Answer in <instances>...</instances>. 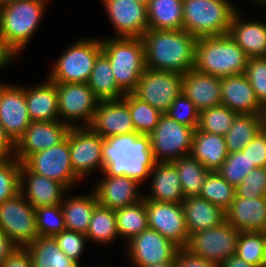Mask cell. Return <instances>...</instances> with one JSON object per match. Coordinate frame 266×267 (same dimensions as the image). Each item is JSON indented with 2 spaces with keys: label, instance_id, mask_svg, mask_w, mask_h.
<instances>
[{
  "label": "cell",
  "instance_id": "6da1fadb",
  "mask_svg": "<svg viewBox=\"0 0 266 267\" xmlns=\"http://www.w3.org/2000/svg\"><path fill=\"white\" fill-rule=\"evenodd\" d=\"M103 172L111 176H126L140 184L150 177L155 160L150 136L136 132L111 136L103 140Z\"/></svg>",
  "mask_w": 266,
  "mask_h": 267
},
{
  "label": "cell",
  "instance_id": "7a4b0ae2",
  "mask_svg": "<svg viewBox=\"0 0 266 267\" xmlns=\"http://www.w3.org/2000/svg\"><path fill=\"white\" fill-rule=\"evenodd\" d=\"M142 40L146 68L181 74L194 68L197 38L185 30L148 29Z\"/></svg>",
  "mask_w": 266,
  "mask_h": 267
},
{
  "label": "cell",
  "instance_id": "3957f363",
  "mask_svg": "<svg viewBox=\"0 0 266 267\" xmlns=\"http://www.w3.org/2000/svg\"><path fill=\"white\" fill-rule=\"evenodd\" d=\"M249 57L228 35L197 38L194 68L217 77L244 74Z\"/></svg>",
  "mask_w": 266,
  "mask_h": 267
},
{
  "label": "cell",
  "instance_id": "277c9868",
  "mask_svg": "<svg viewBox=\"0 0 266 267\" xmlns=\"http://www.w3.org/2000/svg\"><path fill=\"white\" fill-rule=\"evenodd\" d=\"M102 53L108 58L118 87L132 93L146 69L142 38L112 37L101 39Z\"/></svg>",
  "mask_w": 266,
  "mask_h": 267
},
{
  "label": "cell",
  "instance_id": "5b68a950",
  "mask_svg": "<svg viewBox=\"0 0 266 267\" xmlns=\"http://www.w3.org/2000/svg\"><path fill=\"white\" fill-rule=\"evenodd\" d=\"M49 0H16L0 7V34L18 54L32 39Z\"/></svg>",
  "mask_w": 266,
  "mask_h": 267
},
{
  "label": "cell",
  "instance_id": "8992f818",
  "mask_svg": "<svg viewBox=\"0 0 266 267\" xmlns=\"http://www.w3.org/2000/svg\"><path fill=\"white\" fill-rule=\"evenodd\" d=\"M237 11L229 0H183V30L196 38L228 34Z\"/></svg>",
  "mask_w": 266,
  "mask_h": 267
},
{
  "label": "cell",
  "instance_id": "52a82bcc",
  "mask_svg": "<svg viewBox=\"0 0 266 267\" xmlns=\"http://www.w3.org/2000/svg\"><path fill=\"white\" fill-rule=\"evenodd\" d=\"M101 52V39L77 40L61 54L48 78L54 83H87Z\"/></svg>",
  "mask_w": 266,
  "mask_h": 267
},
{
  "label": "cell",
  "instance_id": "ba28073f",
  "mask_svg": "<svg viewBox=\"0 0 266 267\" xmlns=\"http://www.w3.org/2000/svg\"><path fill=\"white\" fill-rule=\"evenodd\" d=\"M194 132L195 128L162 114L156 128L149 135L155 162H173L190 155Z\"/></svg>",
  "mask_w": 266,
  "mask_h": 267
},
{
  "label": "cell",
  "instance_id": "9c48e42d",
  "mask_svg": "<svg viewBox=\"0 0 266 267\" xmlns=\"http://www.w3.org/2000/svg\"><path fill=\"white\" fill-rule=\"evenodd\" d=\"M239 234L240 232L225 220L215 227L191 234L185 249L220 266L236 254Z\"/></svg>",
  "mask_w": 266,
  "mask_h": 267
},
{
  "label": "cell",
  "instance_id": "30bf717a",
  "mask_svg": "<svg viewBox=\"0 0 266 267\" xmlns=\"http://www.w3.org/2000/svg\"><path fill=\"white\" fill-rule=\"evenodd\" d=\"M0 227L19 248H25L38 237L35 208L20 192L0 203Z\"/></svg>",
  "mask_w": 266,
  "mask_h": 267
},
{
  "label": "cell",
  "instance_id": "8fae6325",
  "mask_svg": "<svg viewBox=\"0 0 266 267\" xmlns=\"http://www.w3.org/2000/svg\"><path fill=\"white\" fill-rule=\"evenodd\" d=\"M182 88L183 74L146 68L132 93L164 114L182 94Z\"/></svg>",
  "mask_w": 266,
  "mask_h": 267
},
{
  "label": "cell",
  "instance_id": "7c38bea8",
  "mask_svg": "<svg viewBox=\"0 0 266 267\" xmlns=\"http://www.w3.org/2000/svg\"><path fill=\"white\" fill-rule=\"evenodd\" d=\"M57 94L60 121L69 127H80L74 122L82 121L81 127H89L99 100L87 83H57Z\"/></svg>",
  "mask_w": 266,
  "mask_h": 267
},
{
  "label": "cell",
  "instance_id": "4fadbf2b",
  "mask_svg": "<svg viewBox=\"0 0 266 267\" xmlns=\"http://www.w3.org/2000/svg\"><path fill=\"white\" fill-rule=\"evenodd\" d=\"M23 164L31 172L55 180L68 190L81 180L71 164L68 133L61 143L30 155Z\"/></svg>",
  "mask_w": 266,
  "mask_h": 267
},
{
  "label": "cell",
  "instance_id": "5bb4252c",
  "mask_svg": "<svg viewBox=\"0 0 266 267\" xmlns=\"http://www.w3.org/2000/svg\"><path fill=\"white\" fill-rule=\"evenodd\" d=\"M103 140L104 138L90 127H70L68 143L71 164L74 173L81 180L88 177L97 168L103 172Z\"/></svg>",
  "mask_w": 266,
  "mask_h": 267
},
{
  "label": "cell",
  "instance_id": "9a60e30c",
  "mask_svg": "<svg viewBox=\"0 0 266 267\" xmlns=\"http://www.w3.org/2000/svg\"><path fill=\"white\" fill-rule=\"evenodd\" d=\"M148 228L156 230L180 248L189 241L183 204L145 200Z\"/></svg>",
  "mask_w": 266,
  "mask_h": 267
},
{
  "label": "cell",
  "instance_id": "2e32d148",
  "mask_svg": "<svg viewBox=\"0 0 266 267\" xmlns=\"http://www.w3.org/2000/svg\"><path fill=\"white\" fill-rule=\"evenodd\" d=\"M128 257L135 267L175 261L178 247L156 230L147 228L127 243Z\"/></svg>",
  "mask_w": 266,
  "mask_h": 267
},
{
  "label": "cell",
  "instance_id": "e0dca14e",
  "mask_svg": "<svg viewBox=\"0 0 266 267\" xmlns=\"http://www.w3.org/2000/svg\"><path fill=\"white\" fill-rule=\"evenodd\" d=\"M69 129L70 127L60 120L32 121L14 144L13 156L23 163L30 155L61 143Z\"/></svg>",
  "mask_w": 266,
  "mask_h": 267
},
{
  "label": "cell",
  "instance_id": "ac0fdd59",
  "mask_svg": "<svg viewBox=\"0 0 266 267\" xmlns=\"http://www.w3.org/2000/svg\"><path fill=\"white\" fill-rule=\"evenodd\" d=\"M115 37L142 38L149 29L147 5L137 0H102Z\"/></svg>",
  "mask_w": 266,
  "mask_h": 267
},
{
  "label": "cell",
  "instance_id": "d6986e66",
  "mask_svg": "<svg viewBox=\"0 0 266 267\" xmlns=\"http://www.w3.org/2000/svg\"><path fill=\"white\" fill-rule=\"evenodd\" d=\"M31 122L22 86L0 81V124L14 144Z\"/></svg>",
  "mask_w": 266,
  "mask_h": 267
},
{
  "label": "cell",
  "instance_id": "ffe728a7",
  "mask_svg": "<svg viewBox=\"0 0 266 267\" xmlns=\"http://www.w3.org/2000/svg\"><path fill=\"white\" fill-rule=\"evenodd\" d=\"M89 127L104 139L136 132L128 104L123 99L99 101Z\"/></svg>",
  "mask_w": 266,
  "mask_h": 267
},
{
  "label": "cell",
  "instance_id": "44dd1931",
  "mask_svg": "<svg viewBox=\"0 0 266 267\" xmlns=\"http://www.w3.org/2000/svg\"><path fill=\"white\" fill-rule=\"evenodd\" d=\"M19 189V192L35 209L61 204L66 192H69L63 184L31 172L23 163L20 170Z\"/></svg>",
  "mask_w": 266,
  "mask_h": 267
},
{
  "label": "cell",
  "instance_id": "7402d4cb",
  "mask_svg": "<svg viewBox=\"0 0 266 267\" xmlns=\"http://www.w3.org/2000/svg\"><path fill=\"white\" fill-rule=\"evenodd\" d=\"M104 175L94 186V191L99 205L113 210L126 207L141 201L144 194L140 195V183L126 176Z\"/></svg>",
  "mask_w": 266,
  "mask_h": 267
},
{
  "label": "cell",
  "instance_id": "603a6c76",
  "mask_svg": "<svg viewBox=\"0 0 266 267\" xmlns=\"http://www.w3.org/2000/svg\"><path fill=\"white\" fill-rule=\"evenodd\" d=\"M221 105L238 114H264L245 74L221 78Z\"/></svg>",
  "mask_w": 266,
  "mask_h": 267
},
{
  "label": "cell",
  "instance_id": "cb8c5ba5",
  "mask_svg": "<svg viewBox=\"0 0 266 267\" xmlns=\"http://www.w3.org/2000/svg\"><path fill=\"white\" fill-rule=\"evenodd\" d=\"M182 93L201 111L221 105V78L197 71L183 74Z\"/></svg>",
  "mask_w": 266,
  "mask_h": 267
},
{
  "label": "cell",
  "instance_id": "d4e9b609",
  "mask_svg": "<svg viewBox=\"0 0 266 267\" xmlns=\"http://www.w3.org/2000/svg\"><path fill=\"white\" fill-rule=\"evenodd\" d=\"M226 220L239 232L266 230V196L245 199L235 195L225 211Z\"/></svg>",
  "mask_w": 266,
  "mask_h": 267
},
{
  "label": "cell",
  "instance_id": "484cf974",
  "mask_svg": "<svg viewBox=\"0 0 266 267\" xmlns=\"http://www.w3.org/2000/svg\"><path fill=\"white\" fill-rule=\"evenodd\" d=\"M150 176L151 193L144 195L145 200L182 203L185 199L180 177L173 162H155Z\"/></svg>",
  "mask_w": 266,
  "mask_h": 267
},
{
  "label": "cell",
  "instance_id": "4316f807",
  "mask_svg": "<svg viewBox=\"0 0 266 267\" xmlns=\"http://www.w3.org/2000/svg\"><path fill=\"white\" fill-rule=\"evenodd\" d=\"M29 117L32 121L60 120L58 109L57 83L48 77L45 82L32 88H24Z\"/></svg>",
  "mask_w": 266,
  "mask_h": 267
},
{
  "label": "cell",
  "instance_id": "83f0119b",
  "mask_svg": "<svg viewBox=\"0 0 266 267\" xmlns=\"http://www.w3.org/2000/svg\"><path fill=\"white\" fill-rule=\"evenodd\" d=\"M242 18L239 11L234 14L228 35L249 58L266 57V23Z\"/></svg>",
  "mask_w": 266,
  "mask_h": 267
},
{
  "label": "cell",
  "instance_id": "f1b7e54d",
  "mask_svg": "<svg viewBox=\"0 0 266 267\" xmlns=\"http://www.w3.org/2000/svg\"><path fill=\"white\" fill-rule=\"evenodd\" d=\"M182 204L189 236L215 227L226 220L222 208L199 195L185 197Z\"/></svg>",
  "mask_w": 266,
  "mask_h": 267
},
{
  "label": "cell",
  "instance_id": "f546056e",
  "mask_svg": "<svg viewBox=\"0 0 266 267\" xmlns=\"http://www.w3.org/2000/svg\"><path fill=\"white\" fill-rule=\"evenodd\" d=\"M223 135L195 129L191 155L210 171H217L228 156Z\"/></svg>",
  "mask_w": 266,
  "mask_h": 267
},
{
  "label": "cell",
  "instance_id": "4dcf8cb0",
  "mask_svg": "<svg viewBox=\"0 0 266 267\" xmlns=\"http://www.w3.org/2000/svg\"><path fill=\"white\" fill-rule=\"evenodd\" d=\"M98 204L94 190L90 194L73 197L68 194L66 197L65 194L61 206L66 229L86 234L93 210Z\"/></svg>",
  "mask_w": 266,
  "mask_h": 267
},
{
  "label": "cell",
  "instance_id": "1f68e13d",
  "mask_svg": "<svg viewBox=\"0 0 266 267\" xmlns=\"http://www.w3.org/2000/svg\"><path fill=\"white\" fill-rule=\"evenodd\" d=\"M99 101L119 100L125 93L118 87L108 58L101 52L87 81Z\"/></svg>",
  "mask_w": 266,
  "mask_h": 267
},
{
  "label": "cell",
  "instance_id": "d6a6232c",
  "mask_svg": "<svg viewBox=\"0 0 266 267\" xmlns=\"http://www.w3.org/2000/svg\"><path fill=\"white\" fill-rule=\"evenodd\" d=\"M264 127V114H238L224 135L228 153L242 151Z\"/></svg>",
  "mask_w": 266,
  "mask_h": 267
},
{
  "label": "cell",
  "instance_id": "836d02e7",
  "mask_svg": "<svg viewBox=\"0 0 266 267\" xmlns=\"http://www.w3.org/2000/svg\"><path fill=\"white\" fill-rule=\"evenodd\" d=\"M147 14L149 29H183V0H150Z\"/></svg>",
  "mask_w": 266,
  "mask_h": 267
},
{
  "label": "cell",
  "instance_id": "e575fe53",
  "mask_svg": "<svg viewBox=\"0 0 266 267\" xmlns=\"http://www.w3.org/2000/svg\"><path fill=\"white\" fill-rule=\"evenodd\" d=\"M25 248L30 254L33 267H80L79 263L60 250L54 237L38 236Z\"/></svg>",
  "mask_w": 266,
  "mask_h": 267
},
{
  "label": "cell",
  "instance_id": "d590c367",
  "mask_svg": "<svg viewBox=\"0 0 266 267\" xmlns=\"http://www.w3.org/2000/svg\"><path fill=\"white\" fill-rule=\"evenodd\" d=\"M117 230L119 237L128 242L136 235L148 228L145 199L115 210Z\"/></svg>",
  "mask_w": 266,
  "mask_h": 267
},
{
  "label": "cell",
  "instance_id": "8d00e7d4",
  "mask_svg": "<svg viewBox=\"0 0 266 267\" xmlns=\"http://www.w3.org/2000/svg\"><path fill=\"white\" fill-rule=\"evenodd\" d=\"M180 177L184 197L199 195L210 170L205 168L191 154L173 161Z\"/></svg>",
  "mask_w": 266,
  "mask_h": 267
},
{
  "label": "cell",
  "instance_id": "74e56055",
  "mask_svg": "<svg viewBox=\"0 0 266 267\" xmlns=\"http://www.w3.org/2000/svg\"><path fill=\"white\" fill-rule=\"evenodd\" d=\"M86 236L88 240L100 244H111L119 238L115 210L98 204L93 210Z\"/></svg>",
  "mask_w": 266,
  "mask_h": 267
},
{
  "label": "cell",
  "instance_id": "f35d334b",
  "mask_svg": "<svg viewBox=\"0 0 266 267\" xmlns=\"http://www.w3.org/2000/svg\"><path fill=\"white\" fill-rule=\"evenodd\" d=\"M122 99L128 104L133 127L138 134L150 135L163 114L149 103L142 101L133 93L125 94Z\"/></svg>",
  "mask_w": 266,
  "mask_h": 267
},
{
  "label": "cell",
  "instance_id": "ab89813d",
  "mask_svg": "<svg viewBox=\"0 0 266 267\" xmlns=\"http://www.w3.org/2000/svg\"><path fill=\"white\" fill-rule=\"evenodd\" d=\"M266 250V233L262 231L240 232L236 256L256 267H262Z\"/></svg>",
  "mask_w": 266,
  "mask_h": 267
},
{
  "label": "cell",
  "instance_id": "60d3db41",
  "mask_svg": "<svg viewBox=\"0 0 266 267\" xmlns=\"http://www.w3.org/2000/svg\"><path fill=\"white\" fill-rule=\"evenodd\" d=\"M235 187L217 171H210L202 185L200 197L226 211L235 199Z\"/></svg>",
  "mask_w": 266,
  "mask_h": 267
},
{
  "label": "cell",
  "instance_id": "b9f144b4",
  "mask_svg": "<svg viewBox=\"0 0 266 267\" xmlns=\"http://www.w3.org/2000/svg\"><path fill=\"white\" fill-rule=\"evenodd\" d=\"M237 115L238 113L224 105L201 110L197 130L224 136L233 125Z\"/></svg>",
  "mask_w": 266,
  "mask_h": 267
},
{
  "label": "cell",
  "instance_id": "7bdbcfd3",
  "mask_svg": "<svg viewBox=\"0 0 266 267\" xmlns=\"http://www.w3.org/2000/svg\"><path fill=\"white\" fill-rule=\"evenodd\" d=\"M38 236L54 237L66 229L61 204L35 209Z\"/></svg>",
  "mask_w": 266,
  "mask_h": 267
},
{
  "label": "cell",
  "instance_id": "ee69618b",
  "mask_svg": "<svg viewBox=\"0 0 266 267\" xmlns=\"http://www.w3.org/2000/svg\"><path fill=\"white\" fill-rule=\"evenodd\" d=\"M257 168L251 164L243 151L229 153L222 166L217 172L233 187L242 183L244 177L253 169Z\"/></svg>",
  "mask_w": 266,
  "mask_h": 267
},
{
  "label": "cell",
  "instance_id": "f6af8a7d",
  "mask_svg": "<svg viewBox=\"0 0 266 267\" xmlns=\"http://www.w3.org/2000/svg\"><path fill=\"white\" fill-rule=\"evenodd\" d=\"M21 165L15 156L0 161V203L19 193Z\"/></svg>",
  "mask_w": 266,
  "mask_h": 267
},
{
  "label": "cell",
  "instance_id": "bcb514c9",
  "mask_svg": "<svg viewBox=\"0 0 266 267\" xmlns=\"http://www.w3.org/2000/svg\"><path fill=\"white\" fill-rule=\"evenodd\" d=\"M245 76L252 85L260 105L266 108V57L249 58Z\"/></svg>",
  "mask_w": 266,
  "mask_h": 267
},
{
  "label": "cell",
  "instance_id": "7dc6e473",
  "mask_svg": "<svg viewBox=\"0 0 266 267\" xmlns=\"http://www.w3.org/2000/svg\"><path fill=\"white\" fill-rule=\"evenodd\" d=\"M237 197L253 199L266 196V167H257L250 171L237 187Z\"/></svg>",
  "mask_w": 266,
  "mask_h": 267
},
{
  "label": "cell",
  "instance_id": "c3c4849f",
  "mask_svg": "<svg viewBox=\"0 0 266 267\" xmlns=\"http://www.w3.org/2000/svg\"><path fill=\"white\" fill-rule=\"evenodd\" d=\"M199 112L195 104L182 93L173 101L165 114L178 123L197 129Z\"/></svg>",
  "mask_w": 266,
  "mask_h": 267
},
{
  "label": "cell",
  "instance_id": "681fc988",
  "mask_svg": "<svg viewBox=\"0 0 266 267\" xmlns=\"http://www.w3.org/2000/svg\"><path fill=\"white\" fill-rule=\"evenodd\" d=\"M54 239L60 250L78 263L88 238L84 233L65 229Z\"/></svg>",
  "mask_w": 266,
  "mask_h": 267
},
{
  "label": "cell",
  "instance_id": "f907efd6",
  "mask_svg": "<svg viewBox=\"0 0 266 267\" xmlns=\"http://www.w3.org/2000/svg\"><path fill=\"white\" fill-rule=\"evenodd\" d=\"M242 151L247 155L251 164H255L256 167H266V126Z\"/></svg>",
  "mask_w": 266,
  "mask_h": 267
},
{
  "label": "cell",
  "instance_id": "816d5d0a",
  "mask_svg": "<svg viewBox=\"0 0 266 267\" xmlns=\"http://www.w3.org/2000/svg\"><path fill=\"white\" fill-rule=\"evenodd\" d=\"M174 267H218L213 262L191 254L185 248H180L174 261Z\"/></svg>",
  "mask_w": 266,
  "mask_h": 267
},
{
  "label": "cell",
  "instance_id": "f5cc1de1",
  "mask_svg": "<svg viewBox=\"0 0 266 267\" xmlns=\"http://www.w3.org/2000/svg\"><path fill=\"white\" fill-rule=\"evenodd\" d=\"M1 267H33V264L27 249L17 247Z\"/></svg>",
  "mask_w": 266,
  "mask_h": 267
},
{
  "label": "cell",
  "instance_id": "db71d44e",
  "mask_svg": "<svg viewBox=\"0 0 266 267\" xmlns=\"http://www.w3.org/2000/svg\"><path fill=\"white\" fill-rule=\"evenodd\" d=\"M16 248L17 246L6 235V232L0 227V267Z\"/></svg>",
  "mask_w": 266,
  "mask_h": 267
},
{
  "label": "cell",
  "instance_id": "11a10c76",
  "mask_svg": "<svg viewBox=\"0 0 266 267\" xmlns=\"http://www.w3.org/2000/svg\"><path fill=\"white\" fill-rule=\"evenodd\" d=\"M16 56L17 53L7 44L5 39L0 34V69L12 63Z\"/></svg>",
  "mask_w": 266,
  "mask_h": 267
},
{
  "label": "cell",
  "instance_id": "9f6ffc18",
  "mask_svg": "<svg viewBox=\"0 0 266 267\" xmlns=\"http://www.w3.org/2000/svg\"><path fill=\"white\" fill-rule=\"evenodd\" d=\"M0 152L5 157H10L14 155V143L6 135L1 124H0Z\"/></svg>",
  "mask_w": 266,
  "mask_h": 267
},
{
  "label": "cell",
  "instance_id": "6f0895ef",
  "mask_svg": "<svg viewBox=\"0 0 266 267\" xmlns=\"http://www.w3.org/2000/svg\"><path fill=\"white\" fill-rule=\"evenodd\" d=\"M218 267H256L247 262L243 261L236 255H233L229 259H226L220 266Z\"/></svg>",
  "mask_w": 266,
  "mask_h": 267
},
{
  "label": "cell",
  "instance_id": "680465c9",
  "mask_svg": "<svg viewBox=\"0 0 266 267\" xmlns=\"http://www.w3.org/2000/svg\"><path fill=\"white\" fill-rule=\"evenodd\" d=\"M149 267H174V261L154 264V265H151Z\"/></svg>",
  "mask_w": 266,
  "mask_h": 267
},
{
  "label": "cell",
  "instance_id": "91938a15",
  "mask_svg": "<svg viewBox=\"0 0 266 267\" xmlns=\"http://www.w3.org/2000/svg\"><path fill=\"white\" fill-rule=\"evenodd\" d=\"M13 1H16V0H0V7L7 5L9 3H12Z\"/></svg>",
  "mask_w": 266,
  "mask_h": 267
},
{
  "label": "cell",
  "instance_id": "94428289",
  "mask_svg": "<svg viewBox=\"0 0 266 267\" xmlns=\"http://www.w3.org/2000/svg\"><path fill=\"white\" fill-rule=\"evenodd\" d=\"M137 1H139V2H141V3H143V4H145V5H147V4L149 3L150 0H137Z\"/></svg>",
  "mask_w": 266,
  "mask_h": 267
},
{
  "label": "cell",
  "instance_id": "6125c7cd",
  "mask_svg": "<svg viewBox=\"0 0 266 267\" xmlns=\"http://www.w3.org/2000/svg\"><path fill=\"white\" fill-rule=\"evenodd\" d=\"M262 267H266V250H265V258H264V262H263V266Z\"/></svg>",
  "mask_w": 266,
  "mask_h": 267
},
{
  "label": "cell",
  "instance_id": "be15d7a7",
  "mask_svg": "<svg viewBox=\"0 0 266 267\" xmlns=\"http://www.w3.org/2000/svg\"><path fill=\"white\" fill-rule=\"evenodd\" d=\"M6 158L1 152H0V161Z\"/></svg>",
  "mask_w": 266,
  "mask_h": 267
},
{
  "label": "cell",
  "instance_id": "e7e4bbea",
  "mask_svg": "<svg viewBox=\"0 0 266 267\" xmlns=\"http://www.w3.org/2000/svg\"><path fill=\"white\" fill-rule=\"evenodd\" d=\"M257 3L262 4L265 0H255Z\"/></svg>",
  "mask_w": 266,
  "mask_h": 267
},
{
  "label": "cell",
  "instance_id": "03108f58",
  "mask_svg": "<svg viewBox=\"0 0 266 267\" xmlns=\"http://www.w3.org/2000/svg\"><path fill=\"white\" fill-rule=\"evenodd\" d=\"M264 119H265V126H266V108H265V111H264Z\"/></svg>",
  "mask_w": 266,
  "mask_h": 267
}]
</instances>
